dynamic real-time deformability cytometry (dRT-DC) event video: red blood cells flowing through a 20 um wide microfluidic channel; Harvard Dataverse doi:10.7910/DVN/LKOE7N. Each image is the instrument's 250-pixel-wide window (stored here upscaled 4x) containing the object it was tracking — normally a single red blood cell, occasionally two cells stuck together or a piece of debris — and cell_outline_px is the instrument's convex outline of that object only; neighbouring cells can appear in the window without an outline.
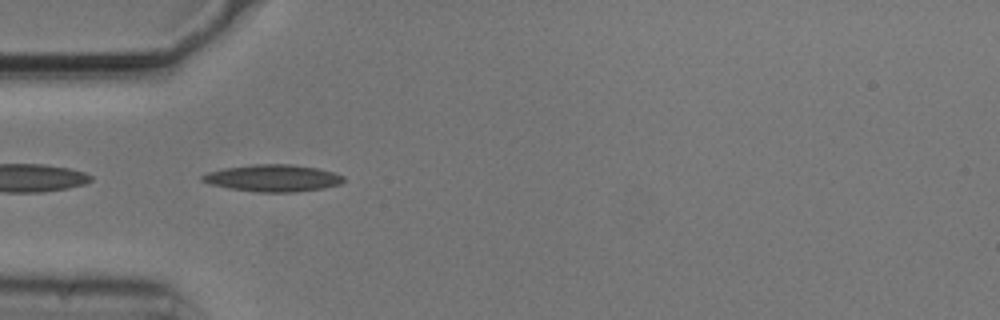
{"species": "common noctule bat (a hibernating species)", "species_latin": "Nyctalus noctula", "temperature_condition": "cold", "stored_images_in_passage": 6, "camera_frame_rate_fps": 3000, "um_per_image_px": 0.085, "animal": {"sex": "male", "body_mass_g": 20.5, "forearm_length_mm": 52.5}, "frame": {"image": 1, "passage_image": 5, "time_ms": 1.333, "image_size_px": [1000, 320], "cell_outline_px": [[344, 180], [340, 184], [324, 188], [296, 192], [256, 192], [228, 188], [208, 184], [200, 180], [200, 176], [208, 172], [224, 168], [252, 164], [292, 164], [316, 168], [332, 172], [344, 176]], "centroid_in_image_um": [23.16, 15.14], "position_along_channel_um": 61.8, "area_um2": 22.31}}